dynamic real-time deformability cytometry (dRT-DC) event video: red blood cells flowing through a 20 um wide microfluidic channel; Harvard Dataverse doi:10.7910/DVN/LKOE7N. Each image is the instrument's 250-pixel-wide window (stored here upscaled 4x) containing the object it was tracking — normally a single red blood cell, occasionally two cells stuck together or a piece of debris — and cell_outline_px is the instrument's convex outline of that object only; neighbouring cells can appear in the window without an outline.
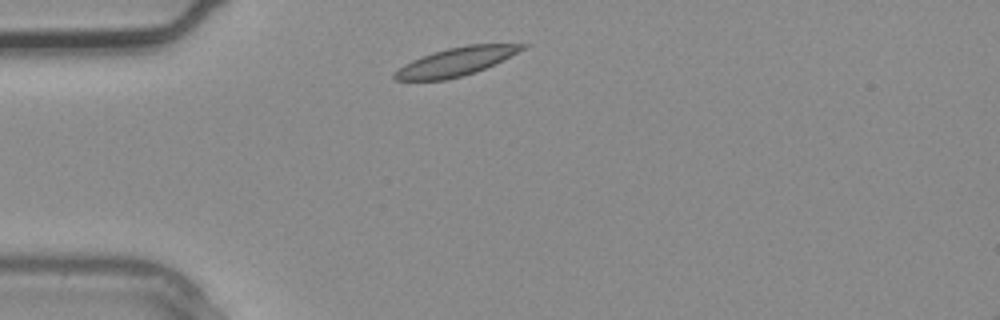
{"species": "common noctule bat (a hibernating species)", "species_latin": "Nyctalus noctula", "temperature_condition": "warm", "stored_images_in_passage": 1, "camera_frame_rate_fps": 3000, "um_per_image_px": 0.085, "animal": {"sex": "male", "body_mass_g": 20.4}, "frame": {"image": 1, "passage_image": 1, "time_ms": 0.0, "image_size_px": [1000, 320], "cell_outline_px": [[532, 44], [528, 48], [476, 72], [448, 80], [392, 80], [392, 76], [404, 64], [412, 60], [432, 52], [448, 48], [468, 44]], "centroid_in_image_um": [38.79, 5.23], "position_along_channel_um": 46.2, "area_um2": 21.1}}